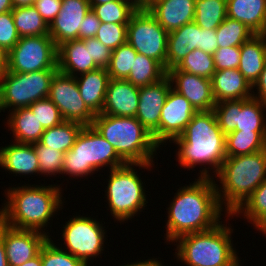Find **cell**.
Segmentation results:
<instances>
[{"label": "cell", "mask_w": 266, "mask_h": 266, "mask_svg": "<svg viewBox=\"0 0 266 266\" xmlns=\"http://www.w3.org/2000/svg\"><path fill=\"white\" fill-rule=\"evenodd\" d=\"M239 263H240V260L234 266H241V264Z\"/></svg>", "instance_id": "obj_59"}, {"label": "cell", "mask_w": 266, "mask_h": 266, "mask_svg": "<svg viewBox=\"0 0 266 266\" xmlns=\"http://www.w3.org/2000/svg\"><path fill=\"white\" fill-rule=\"evenodd\" d=\"M216 177L221 184L215 182L220 206H225V215L233 214L266 179V149L226 157Z\"/></svg>", "instance_id": "obj_4"}, {"label": "cell", "mask_w": 266, "mask_h": 266, "mask_svg": "<svg viewBox=\"0 0 266 266\" xmlns=\"http://www.w3.org/2000/svg\"><path fill=\"white\" fill-rule=\"evenodd\" d=\"M91 10L102 23H128L137 9L125 0H115L92 6Z\"/></svg>", "instance_id": "obj_39"}, {"label": "cell", "mask_w": 266, "mask_h": 266, "mask_svg": "<svg viewBox=\"0 0 266 266\" xmlns=\"http://www.w3.org/2000/svg\"><path fill=\"white\" fill-rule=\"evenodd\" d=\"M227 17L246 25L255 34H266V0H226Z\"/></svg>", "instance_id": "obj_27"}, {"label": "cell", "mask_w": 266, "mask_h": 266, "mask_svg": "<svg viewBox=\"0 0 266 266\" xmlns=\"http://www.w3.org/2000/svg\"><path fill=\"white\" fill-rule=\"evenodd\" d=\"M197 180V181H196ZM168 209L167 242L180 236L209 230L219 224L224 209L220 206L214 178H195L179 188Z\"/></svg>", "instance_id": "obj_1"}, {"label": "cell", "mask_w": 266, "mask_h": 266, "mask_svg": "<svg viewBox=\"0 0 266 266\" xmlns=\"http://www.w3.org/2000/svg\"><path fill=\"white\" fill-rule=\"evenodd\" d=\"M0 166L11 174L41 175L39 162L33 144L13 142L5 147H0Z\"/></svg>", "instance_id": "obj_24"}, {"label": "cell", "mask_w": 266, "mask_h": 266, "mask_svg": "<svg viewBox=\"0 0 266 266\" xmlns=\"http://www.w3.org/2000/svg\"><path fill=\"white\" fill-rule=\"evenodd\" d=\"M212 92L215 102L252 98L254 89L238 69L216 71L212 78Z\"/></svg>", "instance_id": "obj_23"}, {"label": "cell", "mask_w": 266, "mask_h": 266, "mask_svg": "<svg viewBox=\"0 0 266 266\" xmlns=\"http://www.w3.org/2000/svg\"><path fill=\"white\" fill-rule=\"evenodd\" d=\"M74 216L63 225L62 239L65 251L80 259L85 265L104 251L106 230L102 223L86 216ZM101 223V224H100Z\"/></svg>", "instance_id": "obj_12"}, {"label": "cell", "mask_w": 266, "mask_h": 266, "mask_svg": "<svg viewBox=\"0 0 266 266\" xmlns=\"http://www.w3.org/2000/svg\"><path fill=\"white\" fill-rule=\"evenodd\" d=\"M57 68V46L49 35L21 37L7 53L6 71L29 73Z\"/></svg>", "instance_id": "obj_11"}, {"label": "cell", "mask_w": 266, "mask_h": 266, "mask_svg": "<svg viewBox=\"0 0 266 266\" xmlns=\"http://www.w3.org/2000/svg\"><path fill=\"white\" fill-rule=\"evenodd\" d=\"M167 76L171 81L172 89L184 96L196 112L214 109L216 102L211 79L180 71L176 67L169 69Z\"/></svg>", "instance_id": "obj_18"}, {"label": "cell", "mask_w": 266, "mask_h": 266, "mask_svg": "<svg viewBox=\"0 0 266 266\" xmlns=\"http://www.w3.org/2000/svg\"><path fill=\"white\" fill-rule=\"evenodd\" d=\"M196 113L191 103L171 88L161 110L159 146L180 137Z\"/></svg>", "instance_id": "obj_16"}, {"label": "cell", "mask_w": 266, "mask_h": 266, "mask_svg": "<svg viewBox=\"0 0 266 266\" xmlns=\"http://www.w3.org/2000/svg\"><path fill=\"white\" fill-rule=\"evenodd\" d=\"M166 76L167 70L159 62L137 53L133 68L126 80L140 88L154 84Z\"/></svg>", "instance_id": "obj_33"}, {"label": "cell", "mask_w": 266, "mask_h": 266, "mask_svg": "<svg viewBox=\"0 0 266 266\" xmlns=\"http://www.w3.org/2000/svg\"><path fill=\"white\" fill-rule=\"evenodd\" d=\"M257 89V94L252 91V97L266 103V63L264 69L260 73L258 80L252 86Z\"/></svg>", "instance_id": "obj_50"}, {"label": "cell", "mask_w": 266, "mask_h": 266, "mask_svg": "<svg viewBox=\"0 0 266 266\" xmlns=\"http://www.w3.org/2000/svg\"><path fill=\"white\" fill-rule=\"evenodd\" d=\"M218 48L240 47L255 33L238 20L227 17L216 29Z\"/></svg>", "instance_id": "obj_36"}, {"label": "cell", "mask_w": 266, "mask_h": 266, "mask_svg": "<svg viewBox=\"0 0 266 266\" xmlns=\"http://www.w3.org/2000/svg\"><path fill=\"white\" fill-rule=\"evenodd\" d=\"M20 266H42L41 249L37 256L28 260L27 262L22 263Z\"/></svg>", "instance_id": "obj_54"}, {"label": "cell", "mask_w": 266, "mask_h": 266, "mask_svg": "<svg viewBox=\"0 0 266 266\" xmlns=\"http://www.w3.org/2000/svg\"><path fill=\"white\" fill-rule=\"evenodd\" d=\"M168 35L148 9H137L127 25V43L138 54L156 60L165 69Z\"/></svg>", "instance_id": "obj_10"}, {"label": "cell", "mask_w": 266, "mask_h": 266, "mask_svg": "<svg viewBox=\"0 0 266 266\" xmlns=\"http://www.w3.org/2000/svg\"><path fill=\"white\" fill-rule=\"evenodd\" d=\"M35 0H12L14 8L21 6H31L34 4Z\"/></svg>", "instance_id": "obj_57"}, {"label": "cell", "mask_w": 266, "mask_h": 266, "mask_svg": "<svg viewBox=\"0 0 266 266\" xmlns=\"http://www.w3.org/2000/svg\"><path fill=\"white\" fill-rule=\"evenodd\" d=\"M157 258H152V259H146L145 261H139L132 262V263H127L126 265H120V266H164L161 261H159Z\"/></svg>", "instance_id": "obj_51"}, {"label": "cell", "mask_w": 266, "mask_h": 266, "mask_svg": "<svg viewBox=\"0 0 266 266\" xmlns=\"http://www.w3.org/2000/svg\"><path fill=\"white\" fill-rule=\"evenodd\" d=\"M12 11L0 14V46L8 53L19 41Z\"/></svg>", "instance_id": "obj_44"}, {"label": "cell", "mask_w": 266, "mask_h": 266, "mask_svg": "<svg viewBox=\"0 0 266 266\" xmlns=\"http://www.w3.org/2000/svg\"><path fill=\"white\" fill-rule=\"evenodd\" d=\"M90 11L88 0H62L60 12L49 25V36L55 45L79 39V28Z\"/></svg>", "instance_id": "obj_19"}, {"label": "cell", "mask_w": 266, "mask_h": 266, "mask_svg": "<svg viewBox=\"0 0 266 266\" xmlns=\"http://www.w3.org/2000/svg\"><path fill=\"white\" fill-rule=\"evenodd\" d=\"M226 18V0H195L194 22L200 28L216 30Z\"/></svg>", "instance_id": "obj_35"}, {"label": "cell", "mask_w": 266, "mask_h": 266, "mask_svg": "<svg viewBox=\"0 0 266 266\" xmlns=\"http://www.w3.org/2000/svg\"><path fill=\"white\" fill-rule=\"evenodd\" d=\"M61 3L62 0H35L33 6L49 26L60 12Z\"/></svg>", "instance_id": "obj_47"}, {"label": "cell", "mask_w": 266, "mask_h": 266, "mask_svg": "<svg viewBox=\"0 0 266 266\" xmlns=\"http://www.w3.org/2000/svg\"><path fill=\"white\" fill-rule=\"evenodd\" d=\"M172 88L168 76L162 80L140 87L136 118L152 134L159 146V121L166 97Z\"/></svg>", "instance_id": "obj_17"}, {"label": "cell", "mask_w": 266, "mask_h": 266, "mask_svg": "<svg viewBox=\"0 0 266 266\" xmlns=\"http://www.w3.org/2000/svg\"><path fill=\"white\" fill-rule=\"evenodd\" d=\"M81 98L87 108L94 114H101L104 106L108 82L107 69L98 68L75 77Z\"/></svg>", "instance_id": "obj_25"}, {"label": "cell", "mask_w": 266, "mask_h": 266, "mask_svg": "<svg viewBox=\"0 0 266 266\" xmlns=\"http://www.w3.org/2000/svg\"><path fill=\"white\" fill-rule=\"evenodd\" d=\"M213 111L225 135L233 131L266 132V103L253 97L220 101Z\"/></svg>", "instance_id": "obj_13"}, {"label": "cell", "mask_w": 266, "mask_h": 266, "mask_svg": "<svg viewBox=\"0 0 266 266\" xmlns=\"http://www.w3.org/2000/svg\"><path fill=\"white\" fill-rule=\"evenodd\" d=\"M240 55V47L218 48L213 54L215 70L238 69Z\"/></svg>", "instance_id": "obj_45"}, {"label": "cell", "mask_w": 266, "mask_h": 266, "mask_svg": "<svg viewBox=\"0 0 266 266\" xmlns=\"http://www.w3.org/2000/svg\"><path fill=\"white\" fill-rule=\"evenodd\" d=\"M238 70L253 86L266 63V34H255L240 46Z\"/></svg>", "instance_id": "obj_26"}, {"label": "cell", "mask_w": 266, "mask_h": 266, "mask_svg": "<svg viewBox=\"0 0 266 266\" xmlns=\"http://www.w3.org/2000/svg\"><path fill=\"white\" fill-rule=\"evenodd\" d=\"M137 52L129 44L120 45L112 51L107 71L111 79L126 80L133 68Z\"/></svg>", "instance_id": "obj_38"}, {"label": "cell", "mask_w": 266, "mask_h": 266, "mask_svg": "<svg viewBox=\"0 0 266 266\" xmlns=\"http://www.w3.org/2000/svg\"><path fill=\"white\" fill-rule=\"evenodd\" d=\"M197 48L203 52L214 54L218 49V40L216 30L213 29H202L199 27Z\"/></svg>", "instance_id": "obj_48"}, {"label": "cell", "mask_w": 266, "mask_h": 266, "mask_svg": "<svg viewBox=\"0 0 266 266\" xmlns=\"http://www.w3.org/2000/svg\"><path fill=\"white\" fill-rule=\"evenodd\" d=\"M56 245L49 237L41 247L42 266H87L64 248Z\"/></svg>", "instance_id": "obj_40"}, {"label": "cell", "mask_w": 266, "mask_h": 266, "mask_svg": "<svg viewBox=\"0 0 266 266\" xmlns=\"http://www.w3.org/2000/svg\"><path fill=\"white\" fill-rule=\"evenodd\" d=\"M125 164L114 147L92 125L84 126L72 148L64 154L62 175L86 177L105 166L111 170Z\"/></svg>", "instance_id": "obj_7"}, {"label": "cell", "mask_w": 266, "mask_h": 266, "mask_svg": "<svg viewBox=\"0 0 266 266\" xmlns=\"http://www.w3.org/2000/svg\"><path fill=\"white\" fill-rule=\"evenodd\" d=\"M92 126L126 163L153 164L160 147L136 117L95 115Z\"/></svg>", "instance_id": "obj_5"}, {"label": "cell", "mask_w": 266, "mask_h": 266, "mask_svg": "<svg viewBox=\"0 0 266 266\" xmlns=\"http://www.w3.org/2000/svg\"><path fill=\"white\" fill-rule=\"evenodd\" d=\"M90 6H95V5H101V4H105L108 3L110 1H115V0H88Z\"/></svg>", "instance_id": "obj_58"}, {"label": "cell", "mask_w": 266, "mask_h": 266, "mask_svg": "<svg viewBox=\"0 0 266 266\" xmlns=\"http://www.w3.org/2000/svg\"><path fill=\"white\" fill-rule=\"evenodd\" d=\"M58 69L29 73L5 71L0 75V113L29 107L38 100L48 98L51 81ZM12 107V108H11Z\"/></svg>", "instance_id": "obj_9"}, {"label": "cell", "mask_w": 266, "mask_h": 266, "mask_svg": "<svg viewBox=\"0 0 266 266\" xmlns=\"http://www.w3.org/2000/svg\"><path fill=\"white\" fill-rule=\"evenodd\" d=\"M7 67V53L0 46V75L6 71Z\"/></svg>", "instance_id": "obj_53"}, {"label": "cell", "mask_w": 266, "mask_h": 266, "mask_svg": "<svg viewBox=\"0 0 266 266\" xmlns=\"http://www.w3.org/2000/svg\"><path fill=\"white\" fill-rule=\"evenodd\" d=\"M39 162L40 174L56 176L63 171L64 153L40 144H33ZM56 174V175H55Z\"/></svg>", "instance_id": "obj_41"}, {"label": "cell", "mask_w": 266, "mask_h": 266, "mask_svg": "<svg viewBox=\"0 0 266 266\" xmlns=\"http://www.w3.org/2000/svg\"><path fill=\"white\" fill-rule=\"evenodd\" d=\"M238 215L246 217L245 219L255 226L254 229L260 230L259 232L266 236V179L233 214H228L226 217L228 219Z\"/></svg>", "instance_id": "obj_30"}, {"label": "cell", "mask_w": 266, "mask_h": 266, "mask_svg": "<svg viewBox=\"0 0 266 266\" xmlns=\"http://www.w3.org/2000/svg\"><path fill=\"white\" fill-rule=\"evenodd\" d=\"M83 127L80 123L64 120L59 125L46 129L39 143L65 154L72 148Z\"/></svg>", "instance_id": "obj_32"}, {"label": "cell", "mask_w": 266, "mask_h": 266, "mask_svg": "<svg viewBox=\"0 0 266 266\" xmlns=\"http://www.w3.org/2000/svg\"><path fill=\"white\" fill-rule=\"evenodd\" d=\"M168 32L194 22L195 0H155L147 8Z\"/></svg>", "instance_id": "obj_21"}, {"label": "cell", "mask_w": 266, "mask_h": 266, "mask_svg": "<svg viewBox=\"0 0 266 266\" xmlns=\"http://www.w3.org/2000/svg\"><path fill=\"white\" fill-rule=\"evenodd\" d=\"M128 23H102L95 38L110 50H115L127 42Z\"/></svg>", "instance_id": "obj_42"}, {"label": "cell", "mask_w": 266, "mask_h": 266, "mask_svg": "<svg viewBox=\"0 0 266 266\" xmlns=\"http://www.w3.org/2000/svg\"><path fill=\"white\" fill-rule=\"evenodd\" d=\"M13 8L12 0H0V14L12 11Z\"/></svg>", "instance_id": "obj_56"}, {"label": "cell", "mask_w": 266, "mask_h": 266, "mask_svg": "<svg viewBox=\"0 0 266 266\" xmlns=\"http://www.w3.org/2000/svg\"><path fill=\"white\" fill-rule=\"evenodd\" d=\"M180 71L211 79L216 72L214 57L210 53L195 49L176 66Z\"/></svg>", "instance_id": "obj_37"}, {"label": "cell", "mask_w": 266, "mask_h": 266, "mask_svg": "<svg viewBox=\"0 0 266 266\" xmlns=\"http://www.w3.org/2000/svg\"><path fill=\"white\" fill-rule=\"evenodd\" d=\"M232 231L231 225L224 226L221 221L209 230L180 236L173 241L177 246L175 257L187 266H234L239 257Z\"/></svg>", "instance_id": "obj_6"}, {"label": "cell", "mask_w": 266, "mask_h": 266, "mask_svg": "<svg viewBox=\"0 0 266 266\" xmlns=\"http://www.w3.org/2000/svg\"><path fill=\"white\" fill-rule=\"evenodd\" d=\"M27 185L7 189L0 220L13 228L36 230L49 236L43 228L50 224L49 220L58 210L63 209L62 188L55 184Z\"/></svg>", "instance_id": "obj_3"}, {"label": "cell", "mask_w": 266, "mask_h": 266, "mask_svg": "<svg viewBox=\"0 0 266 266\" xmlns=\"http://www.w3.org/2000/svg\"><path fill=\"white\" fill-rule=\"evenodd\" d=\"M0 237L9 266H20L37 256L50 236L36 230L13 228L0 220Z\"/></svg>", "instance_id": "obj_15"}, {"label": "cell", "mask_w": 266, "mask_h": 266, "mask_svg": "<svg viewBox=\"0 0 266 266\" xmlns=\"http://www.w3.org/2000/svg\"><path fill=\"white\" fill-rule=\"evenodd\" d=\"M139 90V87L127 80L110 78L101 114L135 117L139 104Z\"/></svg>", "instance_id": "obj_20"}, {"label": "cell", "mask_w": 266, "mask_h": 266, "mask_svg": "<svg viewBox=\"0 0 266 266\" xmlns=\"http://www.w3.org/2000/svg\"><path fill=\"white\" fill-rule=\"evenodd\" d=\"M7 120L14 135V141L21 144H34L40 141L45 129L39 123L36 115H33L29 107L12 110Z\"/></svg>", "instance_id": "obj_29"}, {"label": "cell", "mask_w": 266, "mask_h": 266, "mask_svg": "<svg viewBox=\"0 0 266 266\" xmlns=\"http://www.w3.org/2000/svg\"><path fill=\"white\" fill-rule=\"evenodd\" d=\"M266 149V132L233 131L226 135V156L252 154Z\"/></svg>", "instance_id": "obj_31"}, {"label": "cell", "mask_w": 266, "mask_h": 266, "mask_svg": "<svg viewBox=\"0 0 266 266\" xmlns=\"http://www.w3.org/2000/svg\"><path fill=\"white\" fill-rule=\"evenodd\" d=\"M155 164L126 163L109 171V179L105 191L110 214L117 221L124 222L133 219L142 212L148 203L141 176L134 166L149 169ZM140 177V178H139Z\"/></svg>", "instance_id": "obj_8"}, {"label": "cell", "mask_w": 266, "mask_h": 266, "mask_svg": "<svg viewBox=\"0 0 266 266\" xmlns=\"http://www.w3.org/2000/svg\"><path fill=\"white\" fill-rule=\"evenodd\" d=\"M101 21L92 12V10L84 17L79 28V39L95 38L100 27Z\"/></svg>", "instance_id": "obj_49"}, {"label": "cell", "mask_w": 266, "mask_h": 266, "mask_svg": "<svg viewBox=\"0 0 266 266\" xmlns=\"http://www.w3.org/2000/svg\"><path fill=\"white\" fill-rule=\"evenodd\" d=\"M0 266H9L2 238L0 237Z\"/></svg>", "instance_id": "obj_55"}, {"label": "cell", "mask_w": 266, "mask_h": 266, "mask_svg": "<svg viewBox=\"0 0 266 266\" xmlns=\"http://www.w3.org/2000/svg\"><path fill=\"white\" fill-rule=\"evenodd\" d=\"M85 46H89V53L98 68L107 69L110 63L112 50L96 38L85 39Z\"/></svg>", "instance_id": "obj_46"}, {"label": "cell", "mask_w": 266, "mask_h": 266, "mask_svg": "<svg viewBox=\"0 0 266 266\" xmlns=\"http://www.w3.org/2000/svg\"><path fill=\"white\" fill-rule=\"evenodd\" d=\"M29 108L45 130L64 121L60 110L49 98L38 100L31 104Z\"/></svg>", "instance_id": "obj_43"}, {"label": "cell", "mask_w": 266, "mask_h": 266, "mask_svg": "<svg viewBox=\"0 0 266 266\" xmlns=\"http://www.w3.org/2000/svg\"><path fill=\"white\" fill-rule=\"evenodd\" d=\"M57 68L74 77L98 69L90 56L89 46H85V39L69 40L57 46Z\"/></svg>", "instance_id": "obj_22"}, {"label": "cell", "mask_w": 266, "mask_h": 266, "mask_svg": "<svg viewBox=\"0 0 266 266\" xmlns=\"http://www.w3.org/2000/svg\"><path fill=\"white\" fill-rule=\"evenodd\" d=\"M199 26L195 22L183 25L168 35L166 70L176 67L187 54L197 49Z\"/></svg>", "instance_id": "obj_28"}, {"label": "cell", "mask_w": 266, "mask_h": 266, "mask_svg": "<svg viewBox=\"0 0 266 266\" xmlns=\"http://www.w3.org/2000/svg\"><path fill=\"white\" fill-rule=\"evenodd\" d=\"M12 14L20 38L49 35L48 24L33 5L13 8Z\"/></svg>", "instance_id": "obj_34"}, {"label": "cell", "mask_w": 266, "mask_h": 266, "mask_svg": "<svg viewBox=\"0 0 266 266\" xmlns=\"http://www.w3.org/2000/svg\"><path fill=\"white\" fill-rule=\"evenodd\" d=\"M171 143L178 145L176 160L181 167L190 170L196 165L201 166V169L202 165H209L200 169L199 177L202 178H213L227 157L226 135L219 127L213 110L197 112L183 134ZM211 170L214 176L210 175Z\"/></svg>", "instance_id": "obj_2"}, {"label": "cell", "mask_w": 266, "mask_h": 266, "mask_svg": "<svg viewBox=\"0 0 266 266\" xmlns=\"http://www.w3.org/2000/svg\"><path fill=\"white\" fill-rule=\"evenodd\" d=\"M136 9H147L154 0H125Z\"/></svg>", "instance_id": "obj_52"}, {"label": "cell", "mask_w": 266, "mask_h": 266, "mask_svg": "<svg viewBox=\"0 0 266 266\" xmlns=\"http://www.w3.org/2000/svg\"><path fill=\"white\" fill-rule=\"evenodd\" d=\"M48 98L58 107L64 120L90 126L95 115L81 98L74 76L57 72L50 85Z\"/></svg>", "instance_id": "obj_14"}]
</instances>
